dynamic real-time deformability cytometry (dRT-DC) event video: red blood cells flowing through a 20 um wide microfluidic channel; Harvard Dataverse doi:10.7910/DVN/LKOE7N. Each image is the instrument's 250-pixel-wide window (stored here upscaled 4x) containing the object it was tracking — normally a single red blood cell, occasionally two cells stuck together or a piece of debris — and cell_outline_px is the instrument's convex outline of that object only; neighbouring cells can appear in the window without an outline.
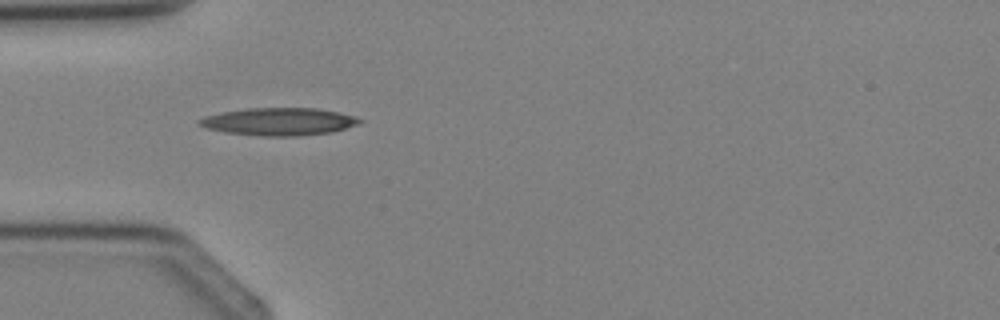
{"species": "Egyptian fruit bat (a non-hibernating species)", "species_latin": "Rousettus aegyptiacus", "temperature_condition": "cold", "stored_images_in_passage": 1, "camera_frame_rate_fps": 3000, "um_per_image_px": 0.085, "animal": {"sex": "female"}, "frame": {"image": 1, "passage_image": 1, "time_ms": 0.0, "image_size_px": [1000, 320], "cell_outline_px": [[364, 120], [360, 124], [332, 132], [300, 136], [260, 136], [224, 132], [208, 128], [200, 124], [196, 120], [204, 116], [224, 112], [248, 108], [316, 108], [356, 116]], "centroid_in_image_um": [23.75, 10.34], "position_along_channel_um": 61.3, "area_um2": 25.78}}